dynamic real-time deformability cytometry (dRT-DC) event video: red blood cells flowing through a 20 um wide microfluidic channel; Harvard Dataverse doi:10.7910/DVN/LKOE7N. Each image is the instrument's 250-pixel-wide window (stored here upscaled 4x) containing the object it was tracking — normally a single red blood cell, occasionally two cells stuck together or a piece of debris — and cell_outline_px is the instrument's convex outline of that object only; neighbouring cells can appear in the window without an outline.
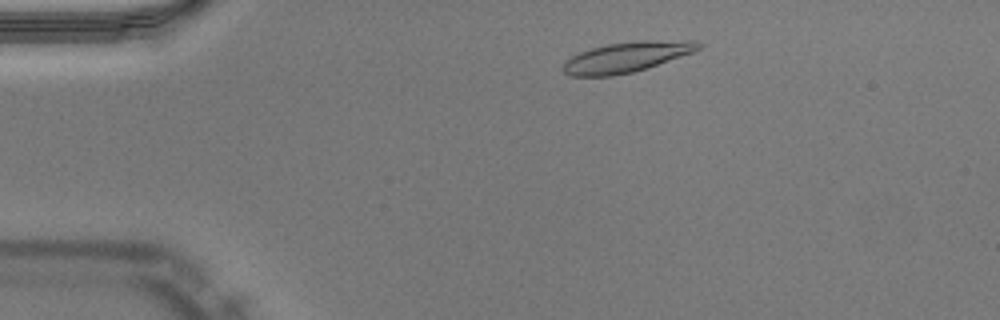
{"species": "Egyptian fruit bat (a non-hibernating species)", "species_latin": "Rousettus aegyptiacus", "temperature_condition": "warm", "stored_images_in_passage": 46, "camera_frame_rate_fps": 3000, "um_per_image_px": 0.085, "animal": {"sex": "male"}, "frame": {"image": 1, "passage_image": 5, "time_ms": 1.333, "image_size_px": [1000, 320], "cell_outline_px": [[704, 44], [700, 48], [692, 52], [648, 68], [632, 72], [612, 76], [572, 76], [564, 72], [560, 68], [564, 60], [580, 52], [592, 48], [608, 44], [636, 40], [696, 40]], "centroid_in_image_um": [53.26, 4.84], "position_along_channel_um": 31.7, "area_um2": 24.1}}
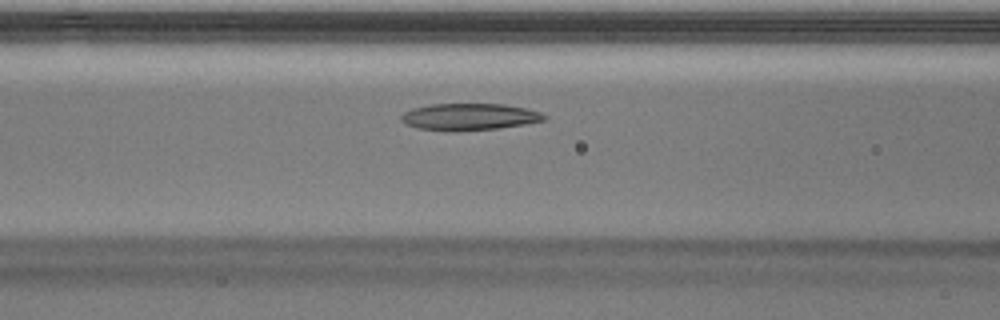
{"frame": {"image": 2, "passage_image": 16, "time_ms": 5.0, "image_size_px": [1000, 320], "cell_outline_px": [[548, 116], [544, 120], [524, 124], [496, 128], [452, 132], [416, 128], [404, 124], [400, 120], [400, 116], [404, 112], [412, 108], [432, 104], [504, 104], [524, 108], [540, 112]], "centroid_in_image_um": [39.82, 9.93], "position_along_channel_um": 126.8, "area_um2": 22.43}}
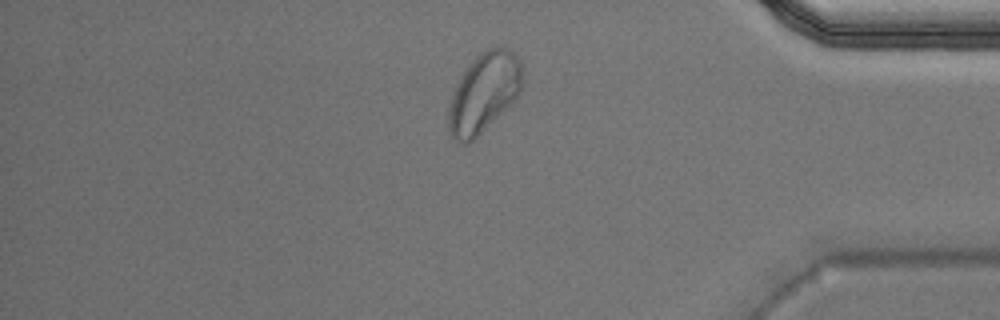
{"frame": {"image": 3, "passage_image": 38, "time_ms": 12.333, "image_size_px": [1000, 320], "cell_outline_px": [[520, 92], [512, 104], [508, 108], [468, 144], [456, 144], [448, 128], [448, 108], [456, 84], [472, 60], [484, 48], [508, 48], [520, 60]], "centroid_in_image_um": [41.1, 7.92], "position_along_channel_um": 394.1, "area_um2": 33.93}}